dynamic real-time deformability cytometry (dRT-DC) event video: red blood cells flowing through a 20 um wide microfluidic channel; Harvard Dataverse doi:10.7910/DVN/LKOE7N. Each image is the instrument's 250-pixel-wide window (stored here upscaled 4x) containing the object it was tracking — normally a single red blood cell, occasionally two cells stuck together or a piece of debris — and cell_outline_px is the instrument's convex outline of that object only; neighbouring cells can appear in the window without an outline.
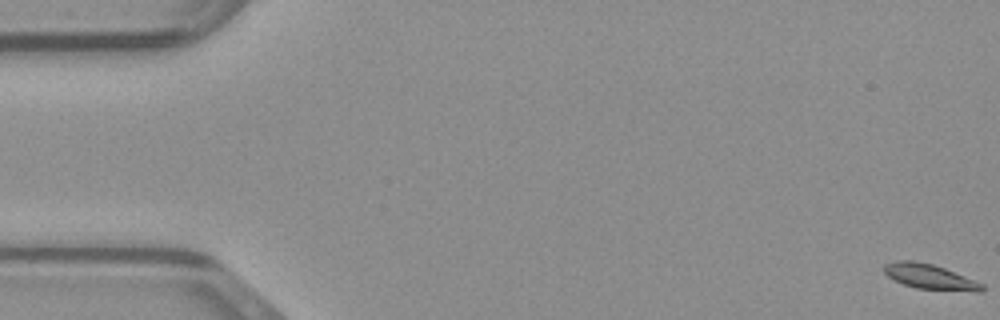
{"species": "common noctule bat (a hibernating species)", "species_latin": "Nyctalus noctula", "temperature_condition": "warm", "stored_images_in_passage": 51, "segment_of_instrument_passage": [1, 2], "camera_frame_rate_fps": 3000, "um_per_image_px": 0.085, "animal": {"sex": "male", "body_mass_g": 23.1, "forearm_length_mm": 52.7}, "frame": {"image": 1, "passage_image": 1, "time_ms": 0.0, "image_size_px": [1000, 320], "cell_outline_px": [[984, 292], [976, 292], [916, 288], [904, 284], [888, 276], [884, 272], [884, 264], [896, 260], [916, 260], [932, 264], [944, 268], [976, 280], [984, 284]], "centroid_in_image_um": [79.08, 23.52], "position_along_channel_um": 5.9, "area_um2": 14.39}}
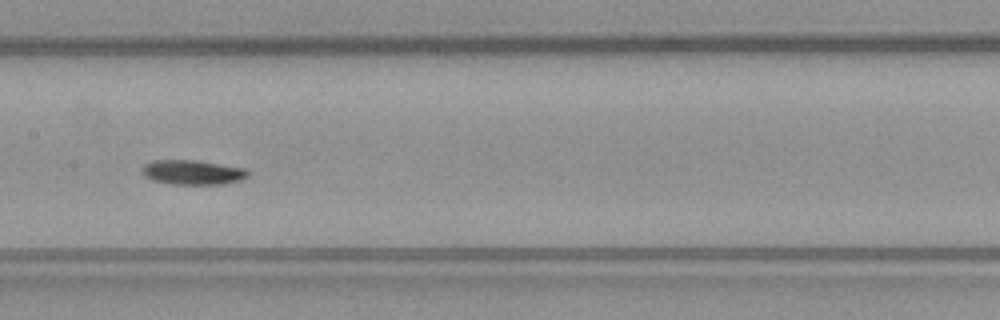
{"frame": {"image": 2, "passage_image": 25, "time_ms": 8.0, "image_size_px": [1000, 320], "cell_outline_px": [[248, 176], [240, 180], [224, 184], [172, 184], [152, 180], [144, 176], [140, 172], [140, 168], [144, 164], [152, 160], [196, 160], [244, 168], [248, 172]], "centroid_in_image_um": [16.3, 14.64], "position_along_channel_um": 191.1, "area_um2": 15.26}}
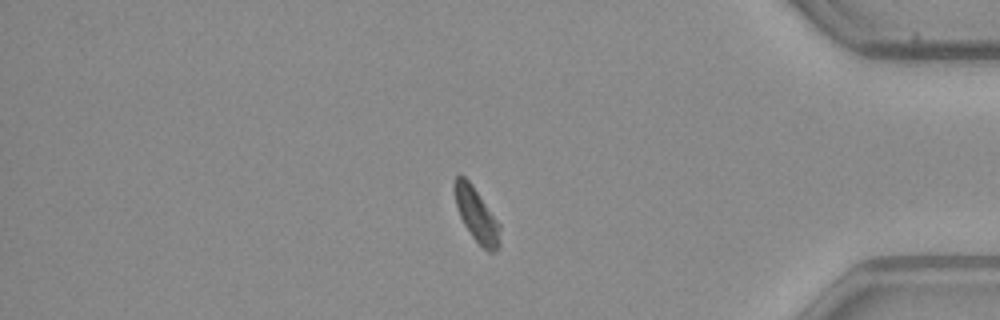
{"frame": {"image": 3, "passage_image": 42, "time_ms": 13.667, "image_size_px": [1000, 320], "cell_outline_px": [[500, 244], [492, 252], [488, 252], [472, 236], [464, 224], [456, 208], [452, 184], [456, 176], [460, 172], [472, 184], [500, 224]], "centroid_in_image_um": [40.47, 18.2], "position_along_channel_um": 394.7, "area_um2": 14.33}}